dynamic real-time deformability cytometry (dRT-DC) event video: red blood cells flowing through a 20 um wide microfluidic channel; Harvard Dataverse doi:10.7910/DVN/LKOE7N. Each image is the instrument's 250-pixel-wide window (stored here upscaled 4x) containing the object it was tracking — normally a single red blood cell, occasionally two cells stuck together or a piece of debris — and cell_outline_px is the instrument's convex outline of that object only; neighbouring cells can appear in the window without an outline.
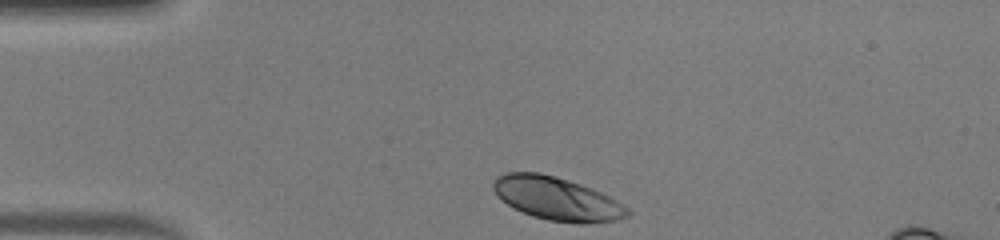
{"species": "human", "species_latin": "Homo sapiens", "temperature_condition": "warm", "stored_images_in_passage": 31, "camera_frame_rate_fps": 3000, "um_per_image_px": 0.085, "donor": {"sex": "male"}, "frame": {"image": 1, "passage_image": 1, "time_ms": 0.0, "image_size_px": [1000, 240], "cell_outline_px": [[632, 212], [628, 216], [616, 220], [588, 224], [576, 224], [548, 220], [532, 216], [512, 208], [500, 200], [496, 196], [492, 188], [492, 184], [496, 176], [504, 172], [540, 172], [568, 180], [592, 188], [616, 200], [628, 208]], "centroid_in_image_um": [47.29, 16.89], "position_along_channel_um": 37.7, "area_um2": 34.22}}
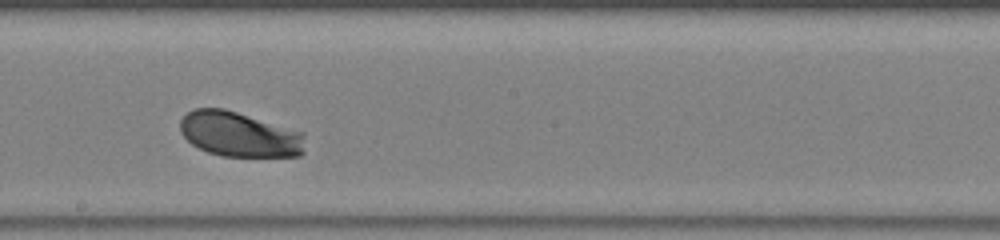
{"frame": {"image": 2, "passage_image": 18, "time_ms": 5.667, "image_size_px": [1000, 240], "cell_outline_px": [[304, 152], [300, 156], [220, 156], [208, 152], [192, 144], [180, 132], [180, 120], [188, 112], [196, 108], [224, 108], [304, 132]], "centroid_in_image_um": [20.36, 11.42], "position_along_channel_um": 227.8, "area_um2": 32.77}}
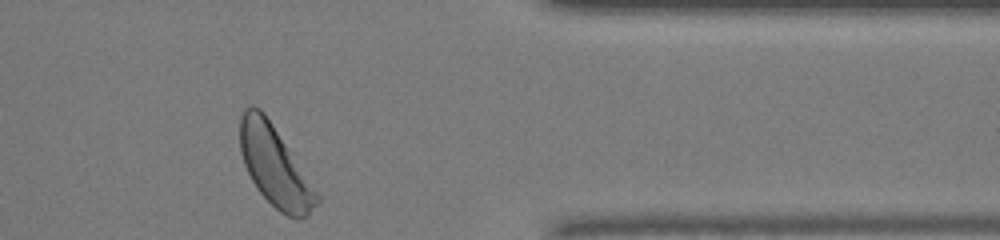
{"frame": {"image": 3, "passage_image": 31, "time_ms": 10.0, "image_size_px": [1000, 240], "cell_outline_px": [[320, 204], [308, 216], [300, 220], [296, 220], [280, 212], [256, 188], [244, 164], [240, 152], [240, 116], [244, 108], [252, 104], [260, 108], [264, 112], [320, 196]], "centroid_in_image_um": [23.36, 14.15], "position_along_channel_um": 388.0, "area_um2": 35.66}, "authors_computed_cell_mechanics": {"area_um2": 32.946, "velocity_mm_per_s": 4.0905, "shape_relaxation_time_tau1_ms": 1.8915, "shape_relaxation_time_tau2_ms": null, "deformation_change_tau1": 0.1488, "deformation_change_tau2": null}}